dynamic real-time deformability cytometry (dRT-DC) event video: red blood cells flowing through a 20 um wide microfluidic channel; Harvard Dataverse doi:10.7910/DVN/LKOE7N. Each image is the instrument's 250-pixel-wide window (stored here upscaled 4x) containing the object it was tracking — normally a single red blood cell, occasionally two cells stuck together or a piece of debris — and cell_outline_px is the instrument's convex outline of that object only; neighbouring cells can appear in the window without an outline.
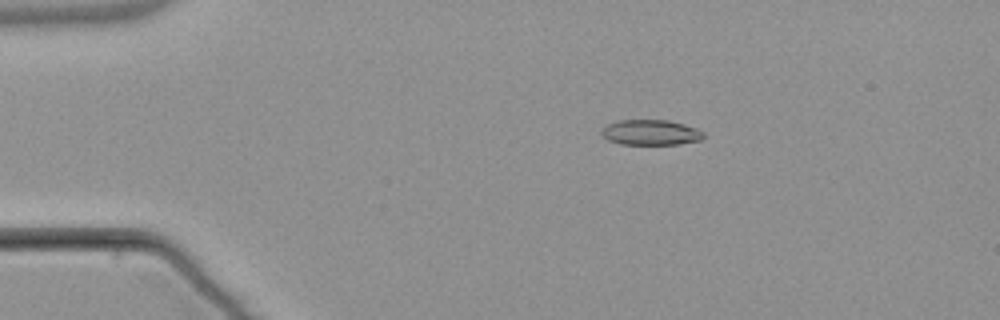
{"species": "common noctule bat (a hibernating species)", "species_latin": "Nyctalus noctula", "temperature_condition": "warm", "stored_images_in_passage": 5, "segment_of_instrument_passage": [1, 2], "camera_frame_rate_fps": 3000, "um_per_image_px": 0.085, "animal": {"sex": "male", "body_mass_g": 21.5, "forearm_length_mm": 52.0}, "frame": {"image": 1, "passage_image": 3, "time_ms": 2.333, "image_size_px": [1000, 320], "cell_outline_px": [[704, 136], [700, 140], [676, 144], [620, 144], [608, 140], [600, 132], [608, 124], [620, 120], [668, 120], [684, 124], [696, 128], [704, 132]], "centroid_in_image_um": [55.32, 11.25], "position_along_channel_um": 29.7, "area_um2": 14.91}}